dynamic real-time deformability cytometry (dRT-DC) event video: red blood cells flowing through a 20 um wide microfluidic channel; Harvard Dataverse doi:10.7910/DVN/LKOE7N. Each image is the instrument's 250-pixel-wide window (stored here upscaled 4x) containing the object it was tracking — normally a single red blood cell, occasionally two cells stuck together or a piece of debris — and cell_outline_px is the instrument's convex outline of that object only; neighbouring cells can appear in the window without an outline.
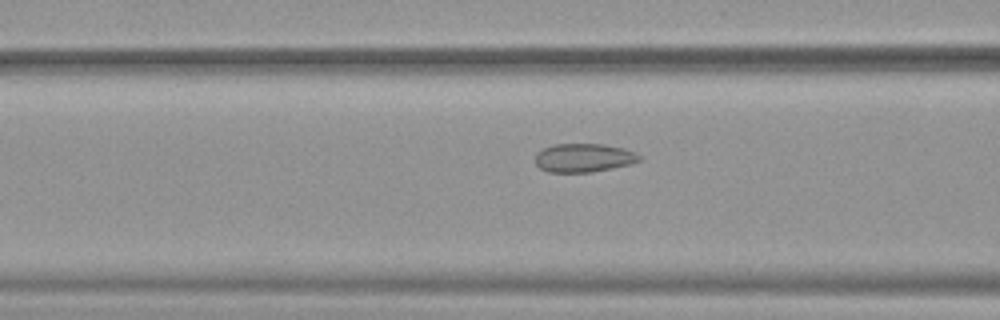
{"species": "common noctule bat (a hibernating species)", "species_latin": "Nyctalus noctula", "temperature_condition": "warm", "stored_images_in_passage": 37, "camera_frame_rate_fps": 3000, "um_per_image_px": 0.085, "animal": {"sex": "female", "body_mass_g": 19.9}, "frame": {"image": 1, "passage_image": 6, "time_ms": 1.667, "image_size_px": [1000, 320], "cell_outline_px": [[640, 160], [632, 164], [592, 172], [548, 172], [540, 168], [536, 164], [536, 152], [552, 144], [604, 144], [624, 148], [636, 152], [640, 156]], "centroid_in_image_um": [49.62, 13.41], "position_along_channel_um": 117.0, "area_um2": 17.46}}
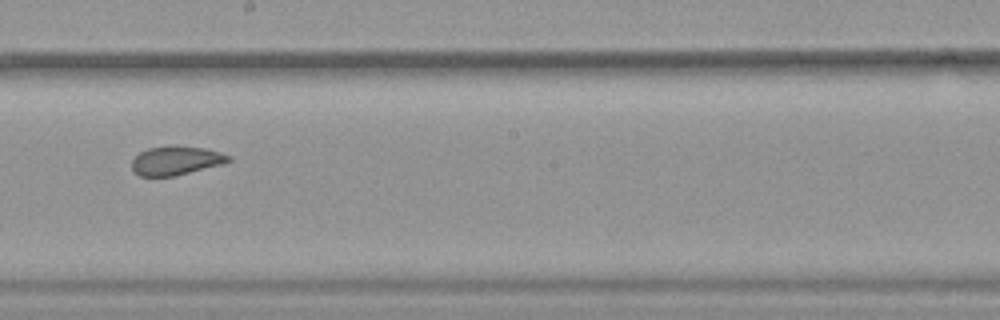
{"frame": {"image": 2, "passage_image": 15, "time_ms": 4.667, "image_size_px": [1000, 320], "cell_outline_px": [[232, 160], [224, 164], [176, 176], [140, 176], [132, 172], [132, 160], [140, 152], [148, 148], [176, 144], [204, 148], [220, 152], [232, 156]], "centroid_in_image_um": [14.98, 13.64], "position_along_channel_um": 233.2, "area_um2": 16.7}}
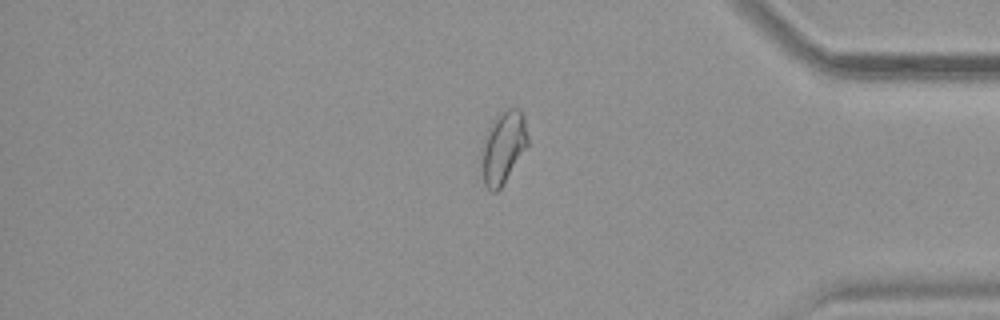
{"frame": {"image": 3, "passage_image": 29, "time_ms": 9.333, "image_size_px": [1000, 320], "cell_outline_px": [[528, 144], [500, 188], [496, 192], [492, 192], [484, 184], [484, 136], [492, 120], [500, 112], [508, 108], [520, 108], [524, 112], [528, 136]], "centroid_in_image_um": [42.82, 12.43], "position_along_channel_um": 392.4, "area_um2": 18.9}, "authors_computed_cell_mechanics": {"area_um2": 17.5134, "velocity_mm_per_s": 3.8805, "shape_relaxation_time_tau1_ms": null, "shape_relaxation_time_tau2_ms": 0.7704, "deformation_change_tau1": null, "deformation_change_tau2": 0.0646}}